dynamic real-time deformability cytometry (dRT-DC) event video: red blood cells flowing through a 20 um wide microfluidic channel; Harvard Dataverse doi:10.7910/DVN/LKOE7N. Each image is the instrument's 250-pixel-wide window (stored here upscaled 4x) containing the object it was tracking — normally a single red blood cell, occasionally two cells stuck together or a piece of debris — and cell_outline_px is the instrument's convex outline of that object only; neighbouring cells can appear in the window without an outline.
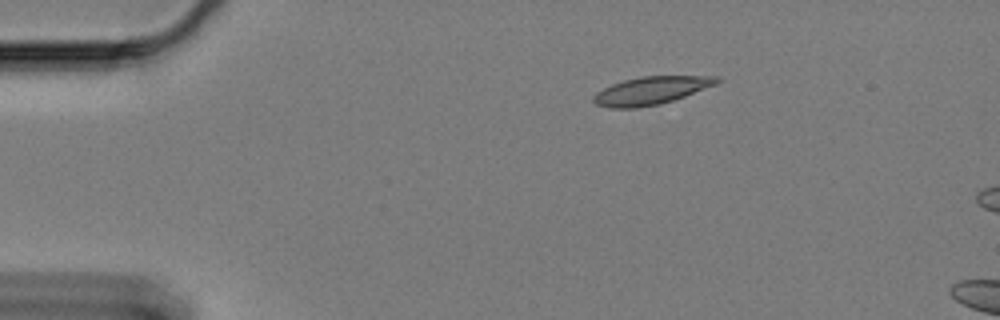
{"species": "Egyptian fruit bat (a non-hibernating species)", "species_latin": "Rousettus aegyptiacus", "temperature_condition": "cold", "stored_images_in_passage": 7, "camera_frame_rate_fps": 3000, "um_per_image_px": 0.085, "animal": {"sex": "female"}, "frame": {"image": 1, "passage_image": 1, "time_ms": 0.0, "image_size_px": [1000, 320], "cell_outline_px": [[720, 80], [716, 84], [684, 96], [660, 104], [636, 108], [612, 108], [596, 104], [592, 100], [592, 96], [596, 92], [612, 84], [624, 80], [640, 76], [720, 76]], "centroid_in_image_um": [55.31, 7.69], "position_along_channel_um": 29.7, "area_um2": 19.88}}